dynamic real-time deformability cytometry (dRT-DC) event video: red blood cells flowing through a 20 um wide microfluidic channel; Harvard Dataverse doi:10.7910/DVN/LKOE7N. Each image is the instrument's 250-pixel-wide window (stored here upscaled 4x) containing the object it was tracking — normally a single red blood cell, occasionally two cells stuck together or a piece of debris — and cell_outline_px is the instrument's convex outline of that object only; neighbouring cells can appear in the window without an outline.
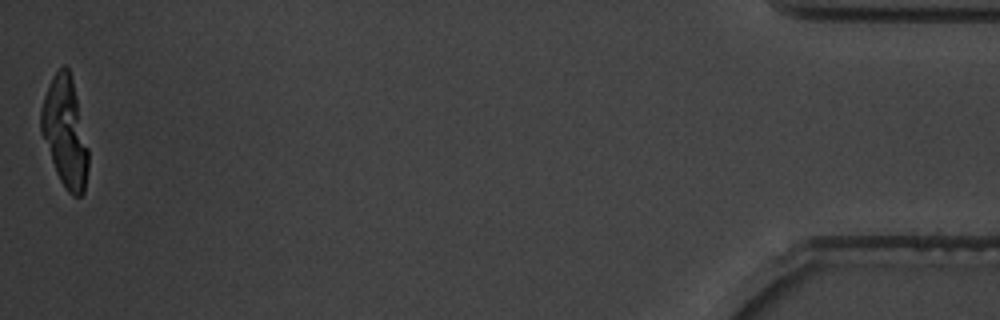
{"species": "common noctule bat (a hibernating species)", "species_latin": "Nyctalus noctula", "temperature_condition": "warm", "stored_images_in_passage": 56, "camera_frame_rate_fps": 3000, "um_per_image_px": 0.085, "animal": {"sex": "male", "body_mass_g": 19.5, "forearm_length_mm": 54.6}, "frame": {"image": 1, "passage_image": 56, "time_ms": 18.333, "image_size_px": [1000, 320], "cell_outline_px": [[88, 168], [84, 192], [80, 196], [72, 196], [68, 192], [60, 180], [56, 172], [40, 132], [40, 112], [44, 96], [48, 84], [52, 76], [64, 64], [68, 68], [72, 76], [88, 148]], "centroid_in_image_um": [5.52, 11.22], "position_along_channel_um": 429.7, "area_um2": 30.23}}